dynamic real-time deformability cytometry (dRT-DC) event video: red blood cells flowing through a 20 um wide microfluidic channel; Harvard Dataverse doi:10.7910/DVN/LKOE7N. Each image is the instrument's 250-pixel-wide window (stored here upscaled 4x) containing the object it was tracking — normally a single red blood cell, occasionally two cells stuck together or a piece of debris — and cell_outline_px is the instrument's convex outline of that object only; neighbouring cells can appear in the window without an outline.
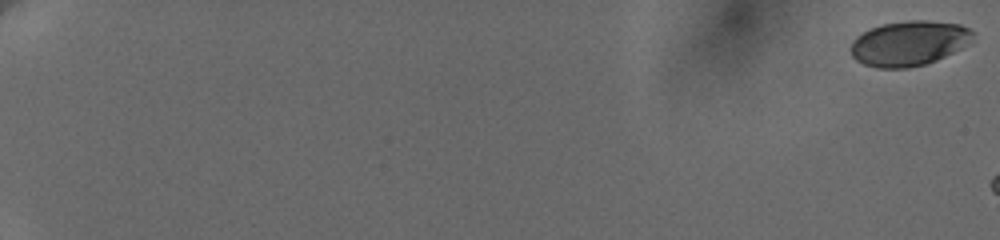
{"species": "human", "species_latin": "Homo sapiens", "temperature_condition": "cold", "stored_images_in_passage": 15, "camera_frame_rate_fps": 3000, "um_per_image_px": 0.085, "donor": {"sex": "female"}, "frame": {"image": 1, "passage_image": 1, "time_ms": 0.0, "image_size_px": [1000, 240], "cell_outline_px": [[972, 32], [968, 44], [936, 60], [924, 64], [908, 68], [876, 68], [864, 64], [856, 60], [852, 56], [852, 40], [856, 36], [872, 28], [884, 24], [908, 20], [924, 20], [960, 24], [968, 28]], "centroid_in_image_um": [77.23, 3.68], "position_along_channel_um": 7.8, "area_um2": 31.56}}